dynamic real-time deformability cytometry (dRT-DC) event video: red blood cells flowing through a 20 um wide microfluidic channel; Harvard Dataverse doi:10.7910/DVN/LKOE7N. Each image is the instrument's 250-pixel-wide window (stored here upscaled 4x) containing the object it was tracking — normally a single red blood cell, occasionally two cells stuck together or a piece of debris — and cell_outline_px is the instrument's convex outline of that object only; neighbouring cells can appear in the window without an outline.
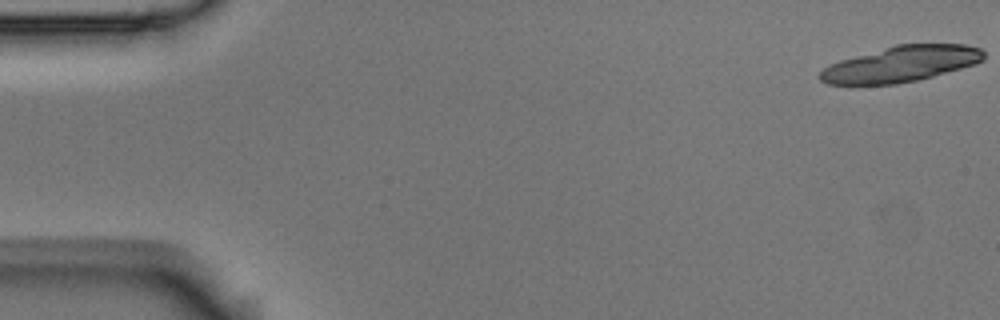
{"species": "Egyptian fruit bat (a non-hibernating species)", "species_latin": "Rousettus aegyptiacus", "temperature_condition": "room temperature", "stored_images_in_passage": 21, "camera_frame_rate_fps": 3000, "um_per_image_px": 0.085, "animal": {"sex": "male"}, "frame": {"image": 1, "passage_image": 1, "time_ms": 0.0, "image_size_px": [1000, 320], "cell_outline_px": [[984, 60], [976, 64], [932, 76], [916, 80], [896, 84], [828, 84], [820, 80], [816, 76], [828, 64], [840, 60], [896, 44], [964, 44], [980, 48], [984, 52]], "centroid_in_image_um": [76.57, 5.43], "position_along_channel_um": 8.4, "area_um2": 34.1}}